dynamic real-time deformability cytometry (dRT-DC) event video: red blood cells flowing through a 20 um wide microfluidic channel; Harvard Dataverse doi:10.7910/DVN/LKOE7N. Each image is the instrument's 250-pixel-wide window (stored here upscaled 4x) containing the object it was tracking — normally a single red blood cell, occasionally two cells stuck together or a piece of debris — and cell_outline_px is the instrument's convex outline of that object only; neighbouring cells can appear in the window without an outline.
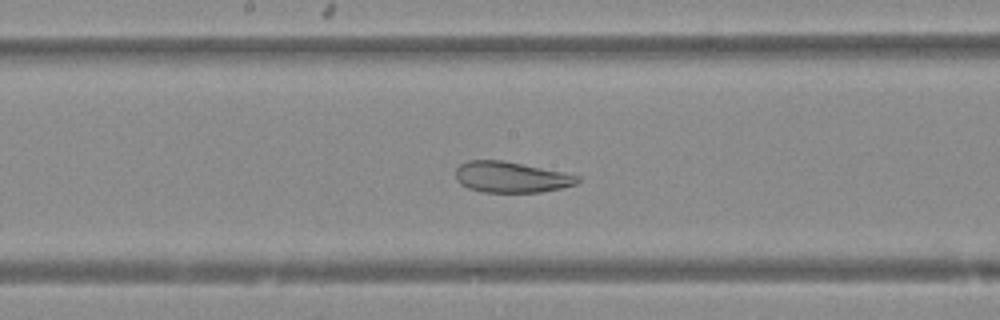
{"species": "Egyptian fruit bat (a non-hibernating species)", "species_latin": "Rousettus aegyptiacus", "temperature_condition": "warm", "stored_images_in_passage": 48, "camera_frame_rate_fps": 3000, "um_per_image_px": 0.085, "animal": {"sex": "female"}, "frame": {"image": 1, "passage_image": 25, "time_ms": 8.0, "image_size_px": [1000, 320], "cell_outline_px": [[580, 180], [576, 184], [560, 188], [540, 192], [484, 192], [468, 188], [460, 184], [456, 180], [456, 168], [460, 164], [468, 160], [500, 160], [564, 172], [580, 176]], "centroid_in_image_um": [43.42, 15.05], "position_along_channel_um": 204.8, "area_um2": 21.85}}
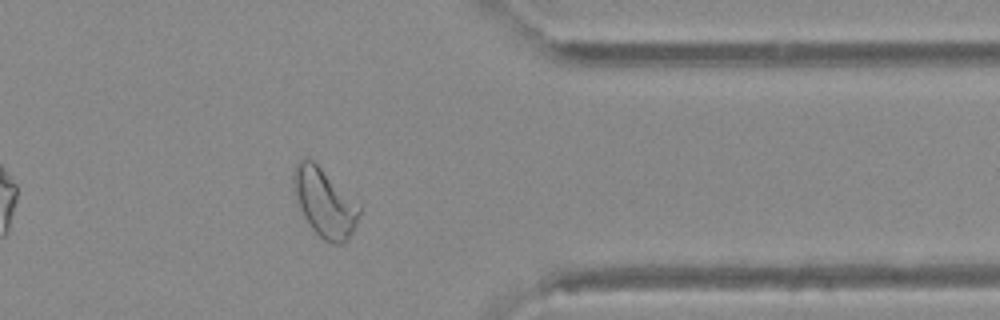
{"frame": {"image": 2, "passage_image": 39, "time_ms": 12.667, "image_size_px": [1000, 320], "cell_outline_px": [[360, 212], [356, 224], [348, 240], [344, 244], [332, 244], [324, 240], [312, 228], [304, 216], [300, 208], [296, 196], [292, 180], [292, 172], [296, 164], [304, 156], [312, 160], [360, 204]], "centroid_in_image_um": [27.59, 17.22], "position_along_channel_um": 383.8, "area_um2": 26.01}}
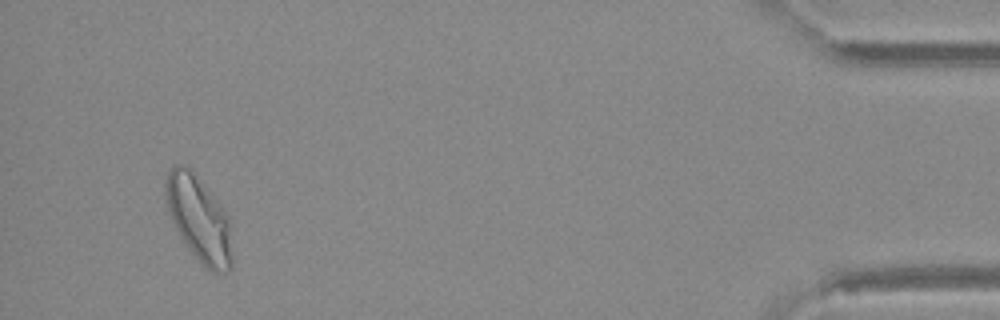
{"frame": {"image": 3, "passage_image": 46, "time_ms": 15.0, "image_size_px": [1000, 320], "cell_outline_px": [[232, 268], [228, 272], [212, 272], [204, 268], [200, 264], [188, 248], [180, 236], [168, 212], [164, 192], [164, 180], [168, 172], [176, 164], [188, 164], [192, 168], [228, 216], [232, 256]], "centroid_in_image_um": [16.88, 18.59], "position_along_channel_um": 418.3, "area_um2": 33.41}}